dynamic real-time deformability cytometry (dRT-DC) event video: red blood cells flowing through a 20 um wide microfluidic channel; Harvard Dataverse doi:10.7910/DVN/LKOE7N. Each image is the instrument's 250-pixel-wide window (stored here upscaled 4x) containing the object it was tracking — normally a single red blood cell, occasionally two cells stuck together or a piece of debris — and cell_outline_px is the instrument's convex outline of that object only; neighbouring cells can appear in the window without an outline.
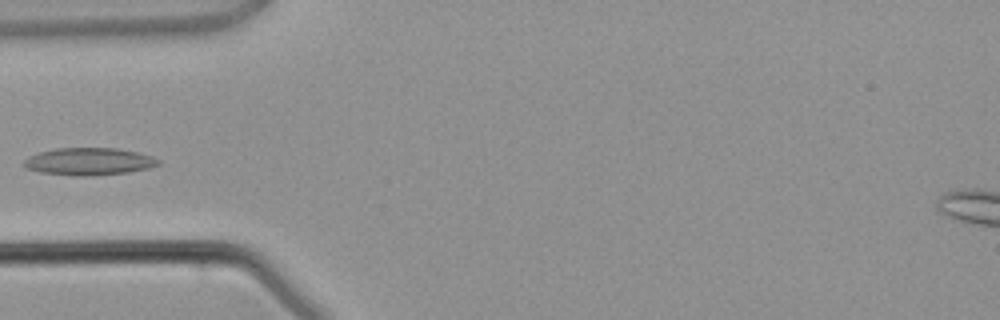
{"species": "common noctule bat (a hibernating species)", "species_latin": "Nyctalus noctula", "temperature_condition": "warm", "stored_images_in_passage": 3, "camera_frame_rate_fps": 3000, "um_per_image_px": 0.085, "animal": {"sex": "male", "body_mass_g": 21.5, "forearm_length_mm": 52.0}, "frame": {"image": 1, "passage_image": 3, "time_ms": 2.667, "image_size_px": [1000, 320], "cell_outline_px": [[160, 164], [148, 168], [128, 172], [92, 176], [72, 176], [40, 172], [24, 168], [20, 164], [28, 156], [40, 152], [56, 148], [116, 148], [136, 152], [152, 156], [160, 160]], "centroid_in_image_um": [7.51, 13.73], "position_along_channel_um": 77.5, "area_um2": 21.62}}